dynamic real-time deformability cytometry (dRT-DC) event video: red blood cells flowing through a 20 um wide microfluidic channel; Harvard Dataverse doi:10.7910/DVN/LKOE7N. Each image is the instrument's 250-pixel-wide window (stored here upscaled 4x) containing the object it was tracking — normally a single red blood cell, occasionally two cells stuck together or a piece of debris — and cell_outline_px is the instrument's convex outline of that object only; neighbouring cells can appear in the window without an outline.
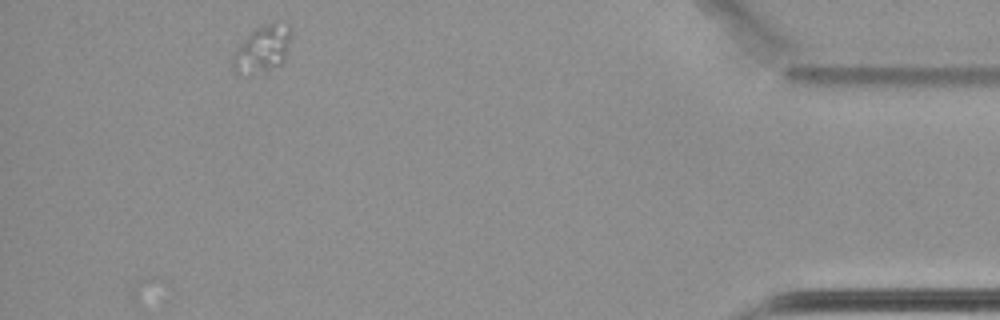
{"species": "common noctule bat (a hibernating species)", "species_latin": "Nyctalus noctula", "temperature_condition": "cold", "stored_images_in_passage": 12, "camera_frame_rate_fps": 3000, "um_per_image_px": 0.085, "animal": {"sex": "female", "body_mass_g": 22.7, "forearm_length_mm": 54.2}, "frame": {"image": 1, "passage_image": 11, "time_ms": 13.0, "image_size_px": [1000, 320], "cell_outline_px": [[288, 40], [284, 60], [280, 64], [264, 72], [248, 76], [236, 76], [232, 72], [232, 56], [236, 48], [252, 32], [264, 24], [272, 20], [288, 28]], "centroid_in_image_um": [22.18, 4.26], "position_along_channel_um": 413.0, "area_um2": 15.78}}